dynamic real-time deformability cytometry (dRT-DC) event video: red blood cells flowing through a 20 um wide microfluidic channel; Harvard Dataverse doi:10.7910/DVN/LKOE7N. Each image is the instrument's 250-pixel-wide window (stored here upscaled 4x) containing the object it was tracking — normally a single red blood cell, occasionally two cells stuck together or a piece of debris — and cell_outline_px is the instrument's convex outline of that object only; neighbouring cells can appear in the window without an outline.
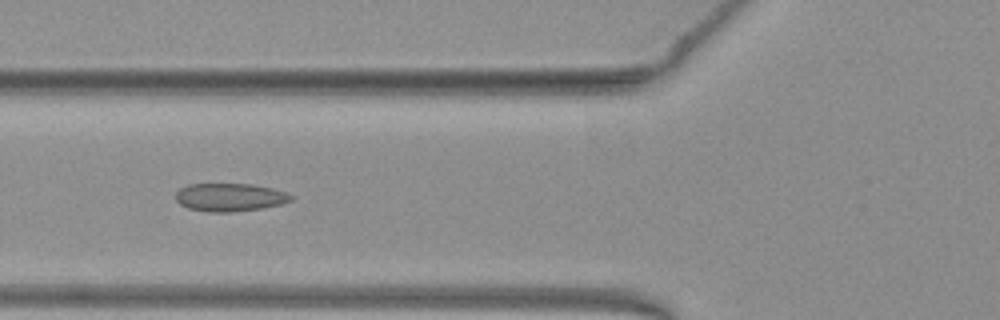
{"species": "common noctule bat (a hibernating species)", "species_latin": "Nyctalus noctula", "temperature_condition": "warm", "stored_images_in_passage": 16, "camera_frame_rate_fps": 3000, "um_per_image_px": 0.085, "animal": {"sex": "female", "body_mass_g": 19.3, "forearm_length_mm": 54.1}, "frame": {"image": 1, "passage_image": 7, "time_ms": 2.0, "image_size_px": [1000, 320], "cell_outline_px": [[296, 196], [292, 200], [280, 204], [264, 208], [232, 212], [208, 212], [188, 208], [180, 204], [176, 200], [176, 192], [180, 188], [188, 184], [252, 184], [272, 188], [288, 192]], "centroid_in_image_um": [19.57, 16.77], "position_along_channel_um": 106.2, "area_um2": 19.07}}
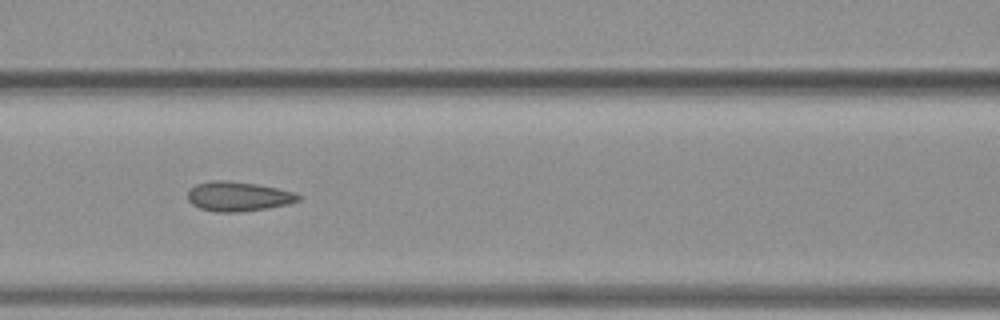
{"frame": {"image": 2, "passage_image": 10, "time_ms": 3.0, "image_size_px": [1000, 320], "cell_outline_px": [[304, 196], [300, 200], [288, 204], [268, 208], [240, 212], [216, 212], [200, 208], [192, 204], [188, 200], [188, 192], [196, 184], [212, 180], [224, 180], [256, 184], [276, 188], [292, 192]], "centroid_in_image_um": [20.26, 16.7], "position_along_channel_um": 146.3, "area_um2": 19.02}}